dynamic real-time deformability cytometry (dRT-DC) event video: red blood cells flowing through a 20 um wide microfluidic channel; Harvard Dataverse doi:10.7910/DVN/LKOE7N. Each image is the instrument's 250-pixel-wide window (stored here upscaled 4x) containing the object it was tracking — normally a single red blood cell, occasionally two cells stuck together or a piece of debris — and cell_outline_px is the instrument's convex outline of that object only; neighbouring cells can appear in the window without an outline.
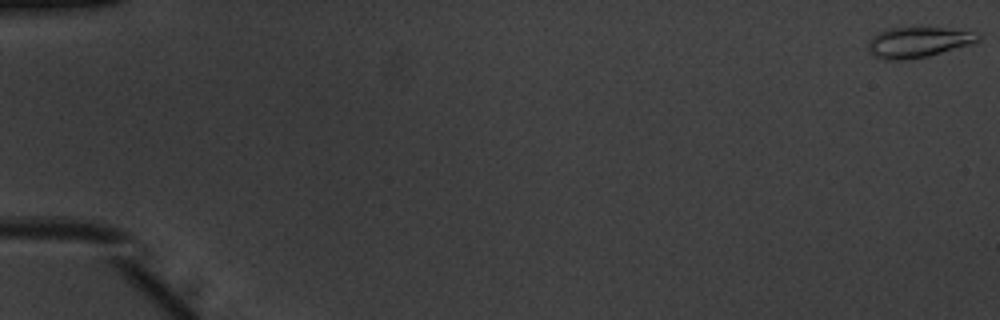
{"species": "common noctule bat (a hibernating species)", "species_latin": "Nyctalus noctula", "temperature_condition": "warm", "stored_images_in_passage": 52, "camera_frame_rate_fps": 3000, "um_per_image_px": 0.085, "animal": {"sex": "male", "body_mass_g": 20.1, "forearm_length_mm": 53.5}, "frame": {"image": 1, "passage_image": 1, "time_ms": 0.0, "image_size_px": [1000, 320], "cell_outline_px": [[980, 40], [972, 44], [928, 56], [900, 60], [884, 60], [872, 56], [868, 52], [868, 40], [872, 36], [888, 28], [944, 28], [980, 32]], "centroid_in_image_um": [78.04, 3.59], "position_along_channel_um": 7.0, "area_um2": 19.65}}
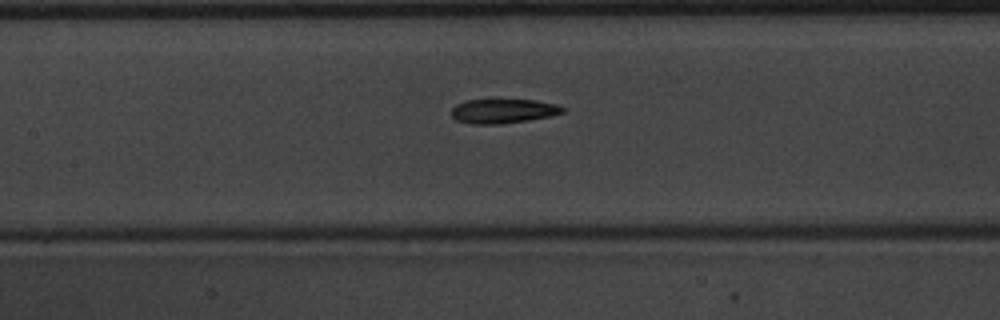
{"frame": {"image": 2, "passage_image": 26, "time_ms": 8.333, "image_size_px": [1000, 320], "cell_outline_px": [[568, 108], [564, 112], [548, 116], [528, 120], [500, 124], [472, 124], [456, 120], [452, 116], [452, 108], [456, 104], [468, 100], [492, 96], [496, 96], [536, 100], [556, 104]], "centroid_in_image_um": [42.76, 9.37], "position_along_channel_um": 164.6, "area_um2": 16.76}}
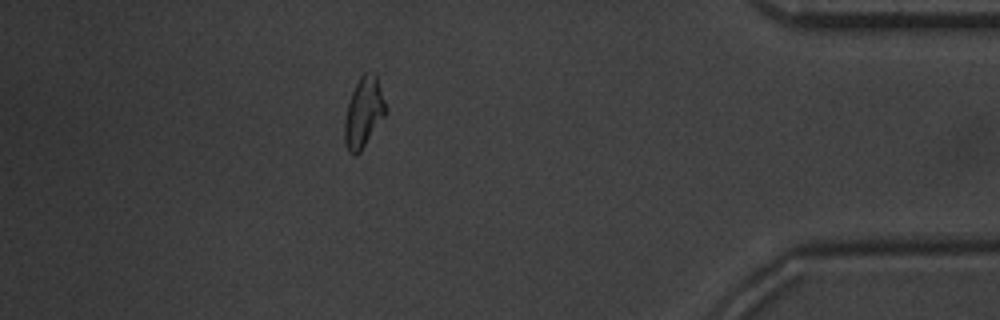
{"frame": {"image": 3, "passage_image": 47, "time_ms": 15.333, "image_size_px": [1000, 320], "cell_outline_px": [[388, 112], [360, 152], [348, 152], [344, 140], [344, 120], [348, 104], [352, 92], [360, 76], [364, 72], [376, 72], [388, 108]], "centroid_in_image_um": [30.95, 9.51], "position_along_channel_um": 404.3, "area_um2": 16.99}}